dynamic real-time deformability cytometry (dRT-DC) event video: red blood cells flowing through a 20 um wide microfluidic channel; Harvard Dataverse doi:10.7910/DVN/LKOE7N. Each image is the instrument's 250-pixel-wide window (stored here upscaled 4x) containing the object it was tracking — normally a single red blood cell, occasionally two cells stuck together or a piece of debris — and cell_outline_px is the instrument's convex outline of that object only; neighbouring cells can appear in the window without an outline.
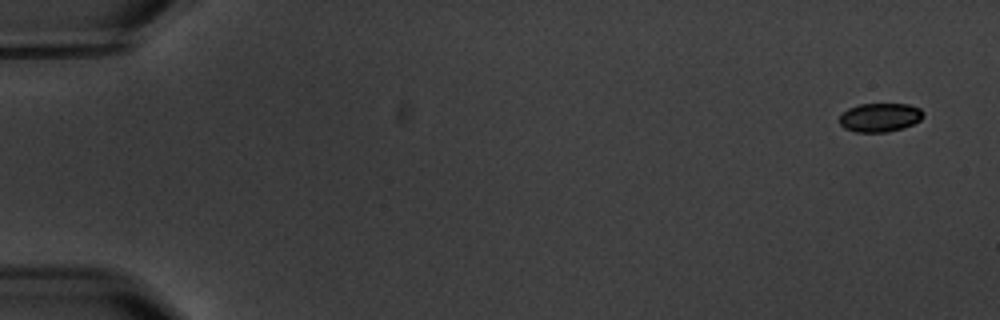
{"species": "common noctule bat (a hibernating species)", "species_latin": "Nyctalus noctula", "temperature_condition": "warm", "stored_images_in_passage": 6, "camera_frame_rate_fps": 3000, "um_per_image_px": 0.085, "animal": {"sex": "male", "body_mass_g": 20.1, "forearm_length_mm": 53.5}, "frame": {"image": 1, "passage_image": 1, "time_ms": 0.0, "image_size_px": [1000, 320], "cell_outline_px": [[924, 116], [920, 120], [904, 128], [888, 132], [856, 132], [844, 128], [840, 124], [840, 116], [848, 108], [860, 104], [908, 104], [920, 108], [924, 112]], "centroid_in_image_um": [74.81, 9.98], "position_along_channel_um": 10.2, "area_um2": 14.1}}